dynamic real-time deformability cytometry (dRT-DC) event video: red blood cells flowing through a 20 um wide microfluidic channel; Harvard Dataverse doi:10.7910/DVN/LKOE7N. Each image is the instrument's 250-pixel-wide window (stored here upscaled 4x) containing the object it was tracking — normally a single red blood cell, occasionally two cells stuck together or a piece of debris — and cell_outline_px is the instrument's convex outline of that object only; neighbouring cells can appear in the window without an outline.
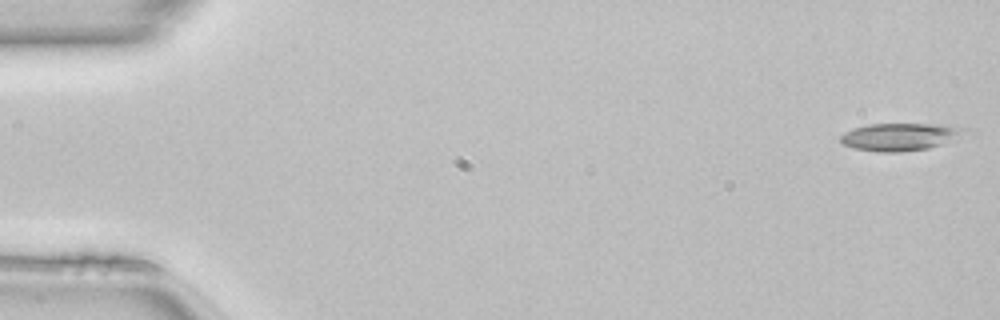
{"species": "common noctule bat (a hibernating species)", "species_latin": "Nyctalus noctula", "temperature_condition": "room temperature", "stored_images_in_passage": 14, "camera_frame_rate_fps": 3000, "um_per_image_px": 0.085, "animal": {"sex": "female", "body_mass_g": 22.7, "forearm_length_mm": 54.2}, "frame": {"image": 1, "passage_image": 1, "time_ms": 0.0, "image_size_px": [1000, 320], "cell_outline_px": [[956, 132], [940, 144], [928, 148], [900, 152], [876, 152], [852, 148], [844, 144], [840, 140], [840, 136], [844, 132], [852, 128], [868, 124], [940, 124], [956, 128]], "centroid_in_image_um": [76.18, 11.64], "position_along_channel_um": 8.8, "area_um2": 18.84}}
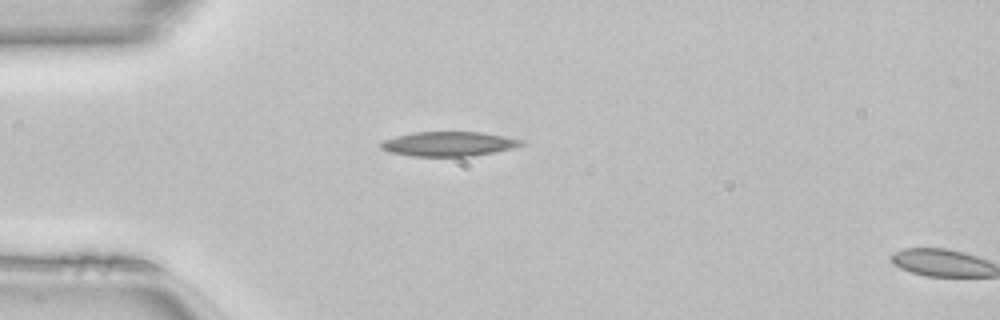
{"frame": {"image": 2, "passage_image": 13, "time_ms": 4.0, "image_size_px": [1000, 320], "cell_outline_px": [[524, 144], [516, 148], [496, 152], [472, 156], [412, 156], [388, 152], [380, 148], [380, 144], [384, 140], [396, 136], [412, 132], [480, 132], [504, 136], [524, 140]], "centroid_in_image_um": [38.16, 12.23], "position_along_channel_um": 46.8, "area_um2": 20.23}}